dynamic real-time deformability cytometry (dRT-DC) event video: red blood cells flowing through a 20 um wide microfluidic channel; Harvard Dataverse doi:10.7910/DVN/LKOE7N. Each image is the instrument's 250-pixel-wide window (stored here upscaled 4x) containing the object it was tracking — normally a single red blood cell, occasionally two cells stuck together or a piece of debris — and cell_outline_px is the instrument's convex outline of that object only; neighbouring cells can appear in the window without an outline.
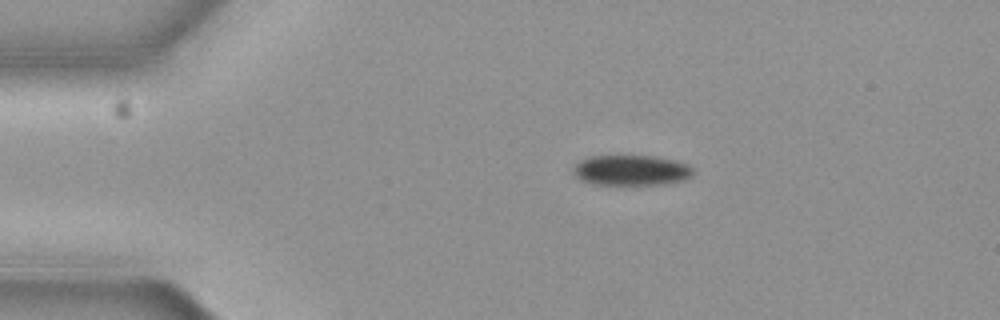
{"species": "common noctule bat (a hibernating species)", "species_latin": "Nyctalus noctula", "temperature_condition": "cold", "stored_images_in_passage": 3, "camera_frame_rate_fps": 3000, "um_per_image_px": 0.085, "animal": {"sex": "female", "body_mass_g": 19.3, "forearm_length_mm": 54.1}, "frame": {"image": 1, "passage_image": 1, "time_ms": 0.0, "image_size_px": [1000, 320], "cell_outline_px": [[692, 176], [688, 180], [656, 184], [592, 184], [580, 180], [576, 176], [576, 164], [592, 156], [652, 156], [676, 160], [688, 164], [692, 168]], "centroid_in_image_um": [53.73, 14.47], "position_along_channel_um": 31.3, "area_um2": 20.87}}
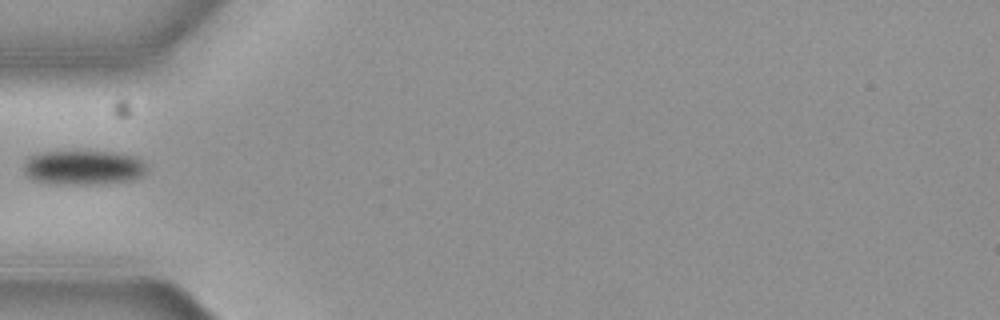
{"frame": {"image": 2, "passage_image": 3, "time_ms": 0.667, "image_size_px": [1000, 320], "cell_outline_px": [[144, 168], [140, 176], [124, 180], [36, 180], [28, 176], [24, 168], [24, 164], [28, 156], [44, 152], [112, 152], [136, 156], [144, 164]], "centroid_in_image_um": [7.06, 14.13], "position_along_channel_um": 77.9, "area_um2": 22.2}}